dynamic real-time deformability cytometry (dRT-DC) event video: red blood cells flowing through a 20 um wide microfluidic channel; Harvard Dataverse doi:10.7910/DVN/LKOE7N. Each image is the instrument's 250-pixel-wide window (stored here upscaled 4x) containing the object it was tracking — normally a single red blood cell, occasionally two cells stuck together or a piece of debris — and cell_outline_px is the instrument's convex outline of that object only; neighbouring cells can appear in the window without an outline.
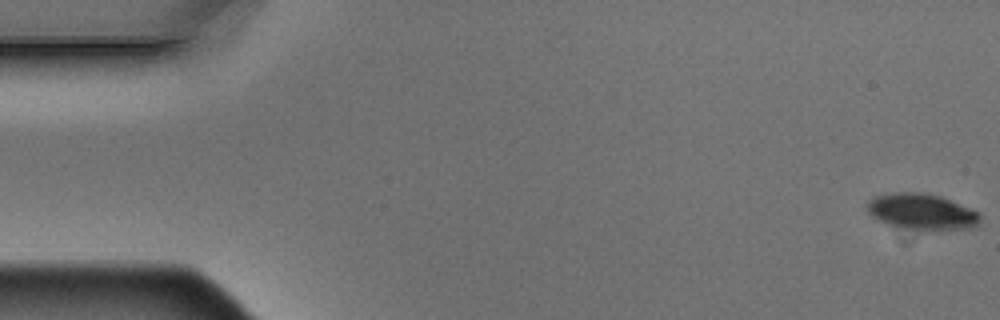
{"species": "Egyptian fruit bat (a non-hibernating species)", "species_latin": "Rousettus aegyptiacus", "temperature_condition": "warm", "stored_images_in_passage": 5, "camera_frame_rate_fps": 3000, "um_per_image_px": 0.085, "animal": {"sex": "male"}, "frame": {"image": 1, "passage_image": 1, "time_ms": 0.0, "image_size_px": [1000, 320], "cell_outline_px": [[980, 224], [976, 228], [928, 232], [924, 232], [888, 224], [872, 216], [868, 212], [868, 200], [876, 196], [896, 192], [920, 192], [940, 196], [980, 212]], "centroid_in_image_um": [78.43, 18.03], "position_along_channel_um": 6.6, "area_um2": 24.16}}
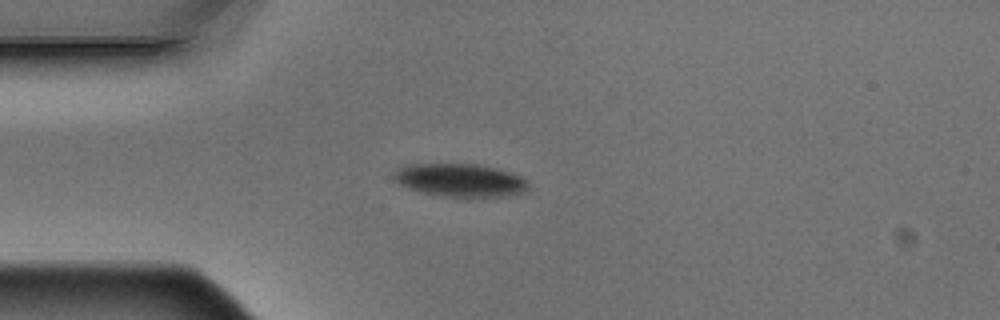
{"frame": {"image": 2, "passage_image": 5, "time_ms": 1.333, "image_size_px": [1000, 320], "cell_outline_px": [[528, 188], [524, 192], [504, 196], [444, 196], [424, 192], [408, 188], [396, 184], [392, 176], [396, 168], [404, 164], [476, 164], [496, 168], [520, 176], [528, 184]], "centroid_in_image_um": [39.03, 15.3], "position_along_channel_um": 46.0, "area_um2": 25.72}}